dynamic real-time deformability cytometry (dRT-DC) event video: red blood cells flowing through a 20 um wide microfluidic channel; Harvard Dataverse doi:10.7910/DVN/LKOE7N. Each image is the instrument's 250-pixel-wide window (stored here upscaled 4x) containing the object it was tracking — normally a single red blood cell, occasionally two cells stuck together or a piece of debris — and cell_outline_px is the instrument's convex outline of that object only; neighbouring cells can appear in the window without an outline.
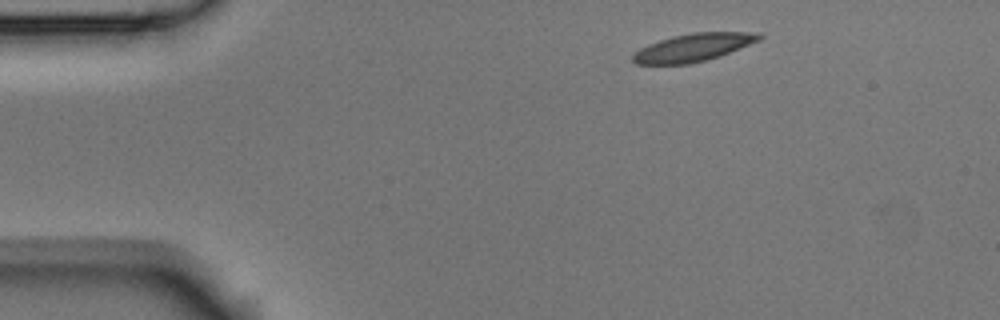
{"species": "Egyptian fruit bat (a non-hibernating species)", "species_latin": "Rousettus aegyptiacus", "temperature_condition": "room temperature", "stored_images_in_passage": 4, "segment_of_instrument_passage": [1, 2], "camera_frame_rate_fps": 3000, "um_per_image_px": 0.085, "animal": {"sex": "male"}, "frame": {"image": 1, "passage_image": 1, "time_ms": 0.0, "image_size_px": [1000, 320], "cell_outline_px": [[764, 36], [760, 40], [720, 56], [708, 60], [688, 64], [636, 64], [632, 60], [632, 56], [640, 48], [648, 44], [660, 40], [692, 32], [764, 32]], "centroid_in_image_um": [58.98, 4.03], "position_along_channel_um": 26.0, "area_um2": 20.52}}